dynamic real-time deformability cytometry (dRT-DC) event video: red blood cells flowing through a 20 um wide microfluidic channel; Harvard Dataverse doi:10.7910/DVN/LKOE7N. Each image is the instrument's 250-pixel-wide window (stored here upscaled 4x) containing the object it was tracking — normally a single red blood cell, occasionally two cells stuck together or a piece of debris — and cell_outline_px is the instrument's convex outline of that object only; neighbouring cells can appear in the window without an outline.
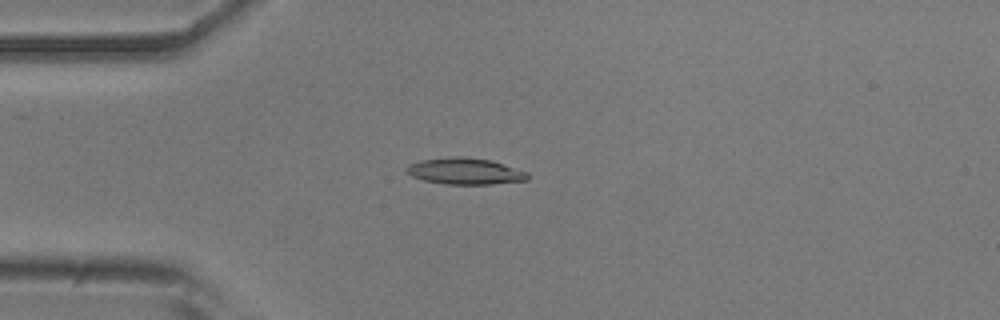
{"species": "common noctule bat (a hibernating species)", "species_latin": "Nyctalus noctula", "temperature_condition": "room temperature", "stored_images_in_passage": 47, "camera_frame_rate_fps": 3000, "um_per_image_px": 0.085, "animal": {"sex": "male", "body_mass_g": 20.5, "forearm_length_mm": 52.5}, "frame": {"image": 1, "passage_image": 7, "time_ms": 2.0, "image_size_px": [1000, 320], "cell_outline_px": [[528, 180], [492, 184], [444, 184], [424, 180], [412, 176], [404, 168], [408, 164], [420, 160], [456, 156], [460, 156], [492, 160], [528, 172]], "centroid_in_image_um": [39.53, 14.55], "position_along_channel_um": 45.5, "area_um2": 18.67}}
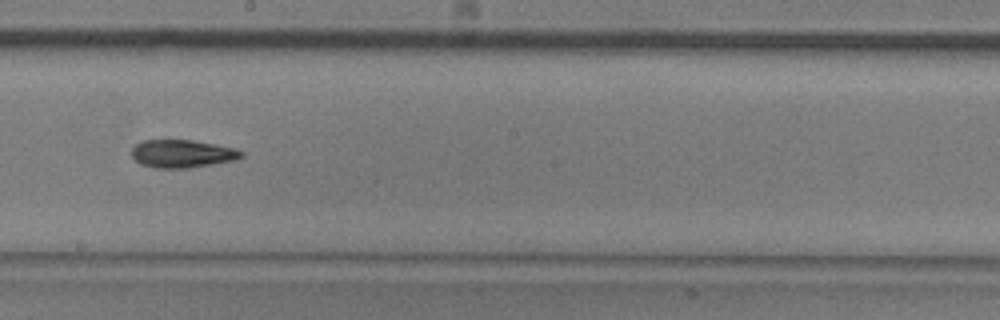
{"frame": {"image": 2, "passage_image": 23, "time_ms": 7.333, "image_size_px": [1000, 320], "cell_outline_px": [[244, 156], [236, 160], [188, 168], [152, 168], [140, 164], [132, 156], [132, 148], [136, 144], [144, 140], [192, 140], [216, 144], [236, 148], [244, 152]], "centroid_in_image_um": [15.51, 13.07], "position_along_channel_um": 232.7, "area_um2": 17.98}}
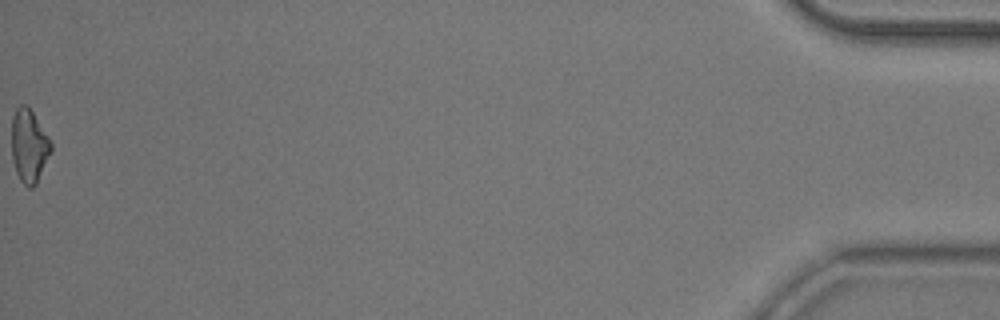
{"frame": {"image": 3, "passage_image": 47, "time_ms": 15.333, "image_size_px": [1000, 320], "cell_outline_px": [[52, 152], [36, 184], [32, 188], [28, 188], [20, 180], [16, 172], [12, 160], [12, 116], [16, 108], [20, 104], [28, 104], [48, 136], [52, 144]], "centroid_in_image_um": [2.47, 12.39], "position_along_channel_um": 432.7, "area_um2": 17.05}, "authors_computed_cell_mechanics": {"area_um2": 17.5134, "velocity_mm_per_s": 3.7869, "shape_relaxation_time_tau1_ms": 5.0938, "shape_relaxation_time_tau2_ms": 10.0592, "deformation_change_tau1": 0.1568, "deformation_change_tau2": 0.1864}}